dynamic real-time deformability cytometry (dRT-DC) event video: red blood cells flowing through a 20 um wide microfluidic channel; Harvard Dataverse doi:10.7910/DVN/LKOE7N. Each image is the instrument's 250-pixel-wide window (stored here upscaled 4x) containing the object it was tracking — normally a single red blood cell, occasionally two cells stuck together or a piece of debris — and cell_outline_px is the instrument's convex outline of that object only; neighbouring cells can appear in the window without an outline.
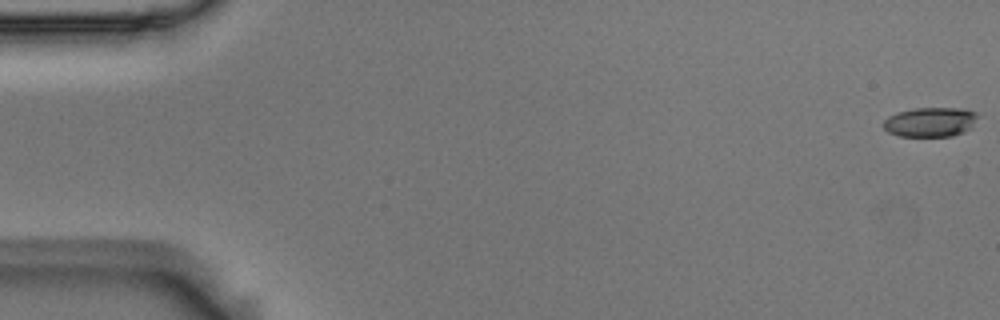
{"species": "Egyptian fruit bat (a non-hibernating species)", "species_latin": "Rousettus aegyptiacus", "temperature_condition": "room temperature", "stored_images_in_passage": 12, "camera_frame_rate_fps": 3000, "um_per_image_px": 0.085, "animal": {"sex": "male"}, "frame": {"image": 1, "passage_image": 1, "time_ms": 0.0, "image_size_px": [1000, 320], "cell_outline_px": [[984, 116], [972, 128], [964, 132], [952, 136], [900, 136], [888, 132], [884, 128], [884, 120], [888, 116], [896, 112], [912, 108], [964, 108], [976, 112]], "centroid_in_image_um": [79.18, 10.36], "position_along_channel_um": 5.8, "area_um2": 16.76}}